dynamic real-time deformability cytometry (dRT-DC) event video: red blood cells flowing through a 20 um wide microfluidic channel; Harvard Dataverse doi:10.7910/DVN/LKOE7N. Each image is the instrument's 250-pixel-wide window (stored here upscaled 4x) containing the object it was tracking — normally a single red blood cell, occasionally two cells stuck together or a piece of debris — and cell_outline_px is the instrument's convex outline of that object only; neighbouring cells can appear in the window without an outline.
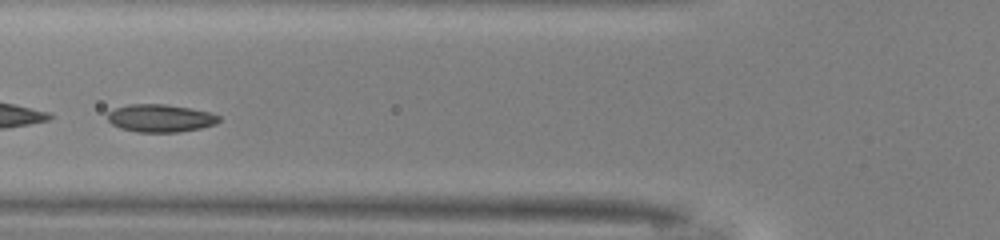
{"species": "common noctule bat (a hibernating species)", "species_latin": "Nyctalus noctula", "temperature_condition": "warm", "stored_images_in_passage": 42, "camera_frame_rate_fps": 3000, "um_per_image_px": 0.085, "animal": {"sex": "male", "body_mass_g": 13.0, "forearm_length_mm": 53.1}, "frame": {"image": 1, "passage_image": 12, "time_ms": 3.667, "image_size_px": [1000, 240], "cell_outline_px": [[220, 120], [216, 124], [200, 128], [176, 132], [136, 132], [120, 128], [112, 124], [108, 120], [108, 112], [116, 108], [128, 104], [164, 104], [188, 108], [208, 112], [220, 116]], "centroid_in_image_um": [13.61, 10.05], "position_along_channel_um": 112.2, "area_um2": 17.86}}
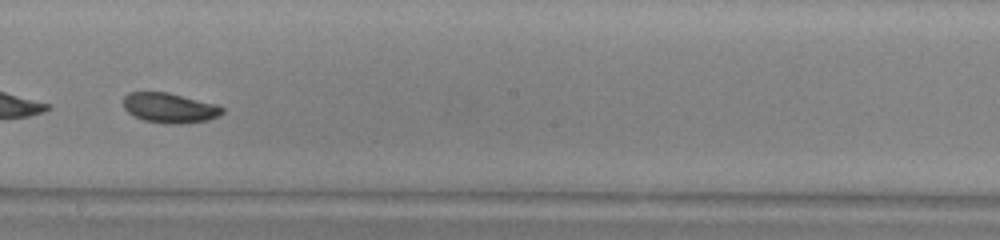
{"frame": {"image": 2, "passage_image": 21, "time_ms": 6.667, "image_size_px": [1000, 240], "cell_outline_px": [[224, 112], [220, 116], [208, 120], [180, 124], [164, 124], [144, 120], [128, 112], [124, 108], [124, 96], [128, 92], [168, 92], [216, 104], [224, 108]], "centroid_in_image_um": [14.44, 9.17], "position_along_channel_um": 233.8, "area_um2": 17.34}}
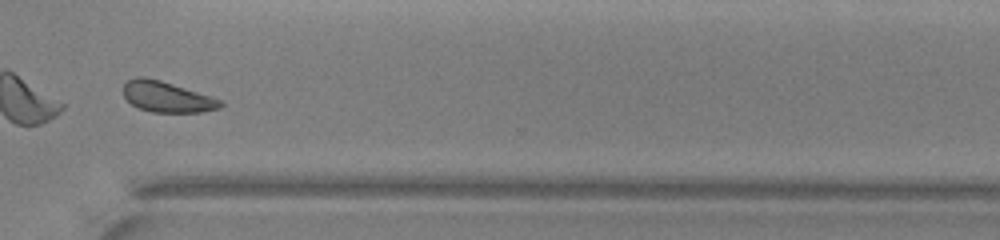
{"frame": {"image": 3, "passage_image": 30, "time_ms": 9.667, "image_size_px": [1000, 240], "cell_outline_px": [[224, 104], [220, 108], [200, 112], [152, 112], [140, 108], [132, 104], [124, 96], [124, 84], [128, 80], [136, 76], [144, 76], [160, 80], [212, 96], [220, 100]], "centroid_in_image_um": [14.2, 8.22], "position_along_channel_um": 356.4, "area_um2": 17.28}, "authors_computed_cell_mechanics": {"area_um2": 17.7735, "velocity_mm_per_s": 4.0691, "shape_relaxation_time_tau1_ms": 3.063, "shape_relaxation_time_tau2_ms": 5.9452, "deformation_change_tau1": 0.1193, "deformation_change_tau2": 0.0982}}